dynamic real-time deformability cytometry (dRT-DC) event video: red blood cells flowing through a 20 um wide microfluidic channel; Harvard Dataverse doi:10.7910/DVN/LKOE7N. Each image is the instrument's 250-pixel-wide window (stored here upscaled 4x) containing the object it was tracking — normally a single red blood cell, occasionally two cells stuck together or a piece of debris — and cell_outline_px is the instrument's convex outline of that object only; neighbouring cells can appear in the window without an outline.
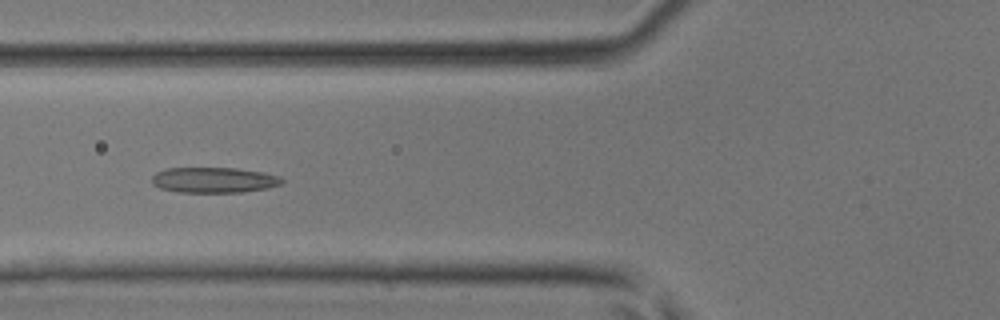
{"species": "common noctule bat (a hibernating species)", "species_latin": "Nyctalus noctula", "temperature_condition": "room temperature", "stored_images_in_passage": 31, "camera_frame_rate_fps": 3000, "um_per_image_px": 0.085, "animal": {"sex": "male", "body_mass_g": 17.9, "forearm_length_mm": 54.2}, "frame": {"image": 1, "passage_image": 4, "time_ms": 1.0, "image_size_px": [1000, 320], "cell_outline_px": [[284, 180], [280, 184], [268, 188], [244, 192], [176, 192], [160, 188], [152, 184], [152, 176], [156, 172], [168, 168], [236, 168], [264, 172], [276, 176]], "centroid_in_image_um": [18.15, 15.3], "position_along_channel_um": 107.6, "area_um2": 19.31}}
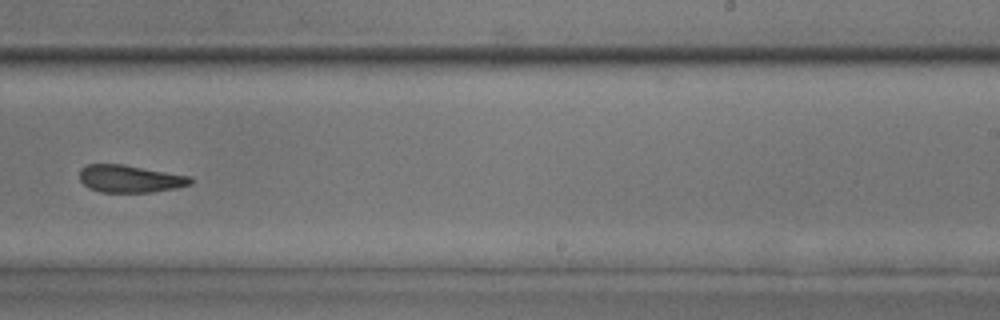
{"frame": {"image": 2, "passage_image": 15, "time_ms": 4.667, "image_size_px": [1000, 320], "cell_outline_px": [[192, 184], [176, 188], [152, 192], [100, 192], [88, 188], [80, 180], [80, 168], [88, 164], [124, 164], [192, 176]], "centroid_in_image_um": [11.06, 15.19], "position_along_channel_um": 277.9, "area_um2": 17.92}}
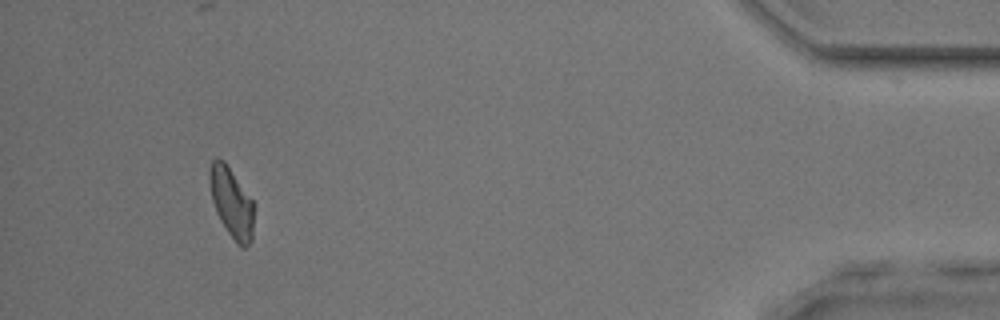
{"frame": {"image": 3, "passage_image": 28, "time_ms": 9.0, "image_size_px": [1000, 320], "cell_outline_px": [[252, 240], [244, 248], [240, 248], [236, 244], [220, 220], [216, 212], [212, 200], [208, 180], [208, 172], [212, 160], [216, 156], [224, 160], [252, 200]], "centroid_in_image_um": [19.63, 17.19], "position_along_channel_um": 415.6, "area_um2": 17.98}}